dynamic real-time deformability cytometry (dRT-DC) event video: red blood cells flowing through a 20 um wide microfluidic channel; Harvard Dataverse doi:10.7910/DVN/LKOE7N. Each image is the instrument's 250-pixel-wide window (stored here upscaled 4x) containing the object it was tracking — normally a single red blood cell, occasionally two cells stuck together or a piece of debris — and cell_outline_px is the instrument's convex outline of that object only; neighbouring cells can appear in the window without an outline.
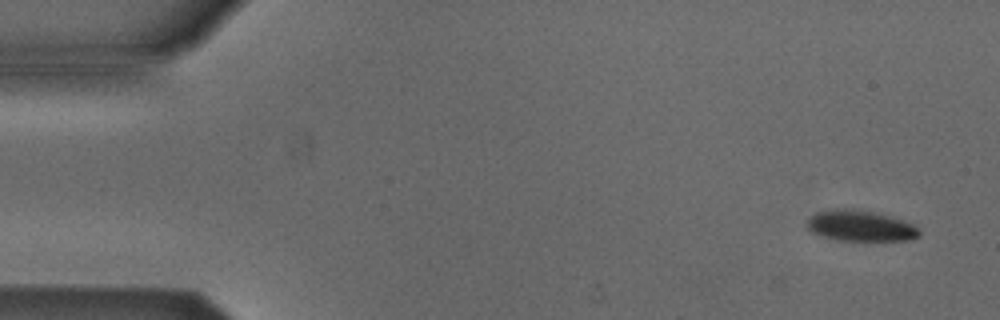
{"species": "Egyptian fruit bat (a non-hibernating species)", "species_latin": "Rousettus aegyptiacus", "temperature_condition": "cold", "stored_images_in_passage": 7, "camera_frame_rate_fps": 3000, "um_per_image_px": 0.085, "animal": {"sex": "male"}, "frame": {"image": 1, "passage_image": 1, "time_ms": 0.0, "image_size_px": [1000, 320], "cell_outline_px": [[920, 236], [908, 240], [836, 240], [820, 236], [812, 232], [808, 228], [808, 220], [816, 212], [836, 208], [852, 208], [872, 212], [904, 220], [920, 228]], "centroid_in_image_um": [73.14, 19.19], "position_along_channel_um": 11.9, "area_um2": 20.11}}
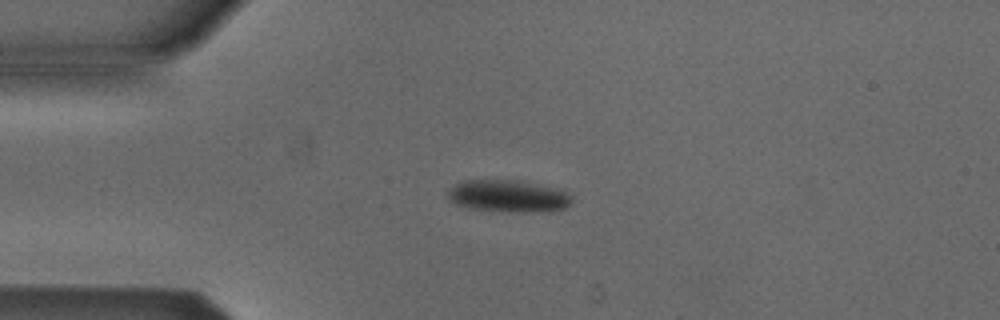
{"frame": {"image": 2, "passage_image": 4, "time_ms": 3.333, "image_size_px": [1000, 320], "cell_outline_px": [[572, 200], [564, 208], [544, 212], [508, 212], [468, 208], [456, 204], [448, 200], [444, 192], [456, 184], [464, 180], [516, 180], [568, 192], [572, 196]], "centroid_in_image_um": [43.12, 16.68], "position_along_channel_um": 41.9, "area_um2": 23.24}}
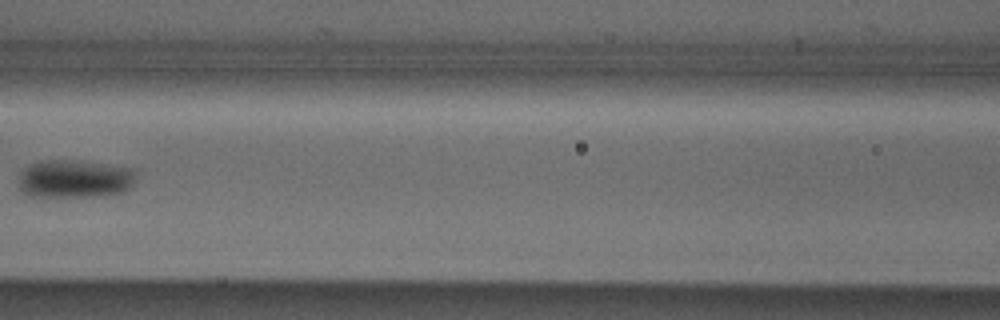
{"frame": {"image": 3, "passage_image": 7, "time_ms": 7.0, "image_size_px": [1000, 320], "cell_outline_px": [[136, 180], [124, 192], [104, 196], [32, 196], [20, 192], [16, 180], [20, 172], [24, 168], [32, 164], [48, 160], [68, 160], [136, 168]], "centroid_in_image_um": [6.33, 15.21], "position_along_channel_um": 160.3, "area_um2": 26.3}}